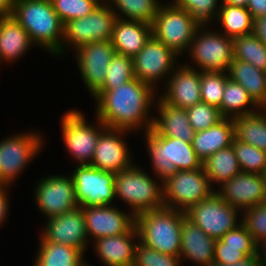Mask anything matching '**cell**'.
Instances as JSON below:
<instances>
[{
  "mask_svg": "<svg viewBox=\"0 0 266 266\" xmlns=\"http://www.w3.org/2000/svg\"><path fill=\"white\" fill-rule=\"evenodd\" d=\"M162 184L164 207L183 212L216 191L203 168L177 171Z\"/></svg>",
  "mask_w": 266,
  "mask_h": 266,
  "instance_id": "10",
  "label": "cell"
},
{
  "mask_svg": "<svg viewBox=\"0 0 266 266\" xmlns=\"http://www.w3.org/2000/svg\"><path fill=\"white\" fill-rule=\"evenodd\" d=\"M215 21L220 22L222 34L229 38L253 32L254 19L246 7L221 4Z\"/></svg>",
  "mask_w": 266,
  "mask_h": 266,
  "instance_id": "35",
  "label": "cell"
},
{
  "mask_svg": "<svg viewBox=\"0 0 266 266\" xmlns=\"http://www.w3.org/2000/svg\"><path fill=\"white\" fill-rule=\"evenodd\" d=\"M183 211L162 207L135 216L139 241L160 253L180 256Z\"/></svg>",
  "mask_w": 266,
  "mask_h": 266,
  "instance_id": "3",
  "label": "cell"
},
{
  "mask_svg": "<svg viewBox=\"0 0 266 266\" xmlns=\"http://www.w3.org/2000/svg\"><path fill=\"white\" fill-rule=\"evenodd\" d=\"M145 145L150 156L153 172L161 183L180 170L201 169L192 144L178 138L157 136L151 131L144 132Z\"/></svg>",
  "mask_w": 266,
  "mask_h": 266,
  "instance_id": "4",
  "label": "cell"
},
{
  "mask_svg": "<svg viewBox=\"0 0 266 266\" xmlns=\"http://www.w3.org/2000/svg\"><path fill=\"white\" fill-rule=\"evenodd\" d=\"M180 256L160 253L140 241L135 246L133 266H181Z\"/></svg>",
  "mask_w": 266,
  "mask_h": 266,
  "instance_id": "43",
  "label": "cell"
},
{
  "mask_svg": "<svg viewBox=\"0 0 266 266\" xmlns=\"http://www.w3.org/2000/svg\"><path fill=\"white\" fill-rule=\"evenodd\" d=\"M242 224L255 241L266 237V202L242 211Z\"/></svg>",
  "mask_w": 266,
  "mask_h": 266,
  "instance_id": "44",
  "label": "cell"
},
{
  "mask_svg": "<svg viewBox=\"0 0 266 266\" xmlns=\"http://www.w3.org/2000/svg\"><path fill=\"white\" fill-rule=\"evenodd\" d=\"M256 257L261 266H266V237L256 241Z\"/></svg>",
  "mask_w": 266,
  "mask_h": 266,
  "instance_id": "48",
  "label": "cell"
},
{
  "mask_svg": "<svg viewBox=\"0 0 266 266\" xmlns=\"http://www.w3.org/2000/svg\"><path fill=\"white\" fill-rule=\"evenodd\" d=\"M157 92L136 77L117 88L100 89L93 96L97 103L95 116L108 128L148 132L152 128L150 110Z\"/></svg>",
  "mask_w": 266,
  "mask_h": 266,
  "instance_id": "1",
  "label": "cell"
},
{
  "mask_svg": "<svg viewBox=\"0 0 266 266\" xmlns=\"http://www.w3.org/2000/svg\"><path fill=\"white\" fill-rule=\"evenodd\" d=\"M16 0H0V15H11Z\"/></svg>",
  "mask_w": 266,
  "mask_h": 266,
  "instance_id": "49",
  "label": "cell"
},
{
  "mask_svg": "<svg viewBox=\"0 0 266 266\" xmlns=\"http://www.w3.org/2000/svg\"><path fill=\"white\" fill-rule=\"evenodd\" d=\"M263 176H264L265 185H266V170L264 171Z\"/></svg>",
  "mask_w": 266,
  "mask_h": 266,
  "instance_id": "51",
  "label": "cell"
},
{
  "mask_svg": "<svg viewBox=\"0 0 266 266\" xmlns=\"http://www.w3.org/2000/svg\"><path fill=\"white\" fill-rule=\"evenodd\" d=\"M82 210L89 242L129 233L135 227V216L120 211L114 204L82 207Z\"/></svg>",
  "mask_w": 266,
  "mask_h": 266,
  "instance_id": "17",
  "label": "cell"
},
{
  "mask_svg": "<svg viewBox=\"0 0 266 266\" xmlns=\"http://www.w3.org/2000/svg\"><path fill=\"white\" fill-rule=\"evenodd\" d=\"M33 45L26 30L12 15H0V62L18 61Z\"/></svg>",
  "mask_w": 266,
  "mask_h": 266,
  "instance_id": "28",
  "label": "cell"
},
{
  "mask_svg": "<svg viewBox=\"0 0 266 266\" xmlns=\"http://www.w3.org/2000/svg\"><path fill=\"white\" fill-rule=\"evenodd\" d=\"M180 241L182 263H184L183 261H191L198 266H211L214 264L216 240L209 237L202 229L188 220L185 215L181 224Z\"/></svg>",
  "mask_w": 266,
  "mask_h": 266,
  "instance_id": "22",
  "label": "cell"
},
{
  "mask_svg": "<svg viewBox=\"0 0 266 266\" xmlns=\"http://www.w3.org/2000/svg\"><path fill=\"white\" fill-rule=\"evenodd\" d=\"M227 79V72H201V102L220 109Z\"/></svg>",
  "mask_w": 266,
  "mask_h": 266,
  "instance_id": "38",
  "label": "cell"
},
{
  "mask_svg": "<svg viewBox=\"0 0 266 266\" xmlns=\"http://www.w3.org/2000/svg\"><path fill=\"white\" fill-rule=\"evenodd\" d=\"M221 4L246 7L248 0H221Z\"/></svg>",
  "mask_w": 266,
  "mask_h": 266,
  "instance_id": "50",
  "label": "cell"
},
{
  "mask_svg": "<svg viewBox=\"0 0 266 266\" xmlns=\"http://www.w3.org/2000/svg\"><path fill=\"white\" fill-rule=\"evenodd\" d=\"M234 59L266 72V45L252 32L233 38Z\"/></svg>",
  "mask_w": 266,
  "mask_h": 266,
  "instance_id": "36",
  "label": "cell"
},
{
  "mask_svg": "<svg viewBox=\"0 0 266 266\" xmlns=\"http://www.w3.org/2000/svg\"><path fill=\"white\" fill-rule=\"evenodd\" d=\"M235 138V126L231 118H223L216 125L195 132L192 147L198 158L204 162L219 150L230 147Z\"/></svg>",
  "mask_w": 266,
  "mask_h": 266,
  "instance_id": "27",
  "label": "cell"
},
{
  "mask_svg": "<svg viewBox=\"0 0 266 266\" xmlns=\"http://www.w3.org/2000/svg\"><path fill=\"white\" fill-rule=\"evenodd\" d=\"M216 192L225 202L241 212L266 202L264 176L256 173L242 171L219 186Z\"/></svg>",
  "mask_w": 266,
  "mask_h": 266,
  "instance_id": "19",
  "label": "cell"
},
{
  "mask_svg": "<svg viewBox=\"0 0 266 266\" xmlns=\"http://www.w3.org/2000/svg\"><path fill=\"white\" fill-rule=\"evenodd\" d=\"M12 17L26 30L34 46L49 54H62L63 23L51 0H16Z\"/></svg>",
  "mask_w": 266,
  "mask_h": 266,
  "instance_id": "2",
  "label": "cell"
},
{
  "mask_svg": "<svg viewBox=\"0 0 266 266\" xmlns=\"http://www.w3.org/2000/svg\"><path fill=\"white\" fill-rule=\"evenodd\" d=\"M208 28L200 26L196 31L188 50L191 62L201 72H227L234 59L233 38Z\"/></svg>",
  "mask_w": 266,
  "mask_h": 266,
  "instance_id": "8",
  "label": "cell"
},
{
  "mask_svg": "<svg viewBox=\"0 0 266 266\" xmlns=\"http://www.w3.org/2000/svg\"><path fill=\"white\" fill-rule=\"evenodd\" d=\"M40 132L17 133L0 142V185L10 186L43 149Z\"/></svg>",
  "mask_w": 266,
  "mask_h": 266,
  "instance_id": "9",
  "label": "cell"
},
{
  "mask_svg": "<svg viewBox=\"0 0 266 266\" xmlns=\"http://www.w3.org/2000/svg\"><path fill=\"white\" fill-rule=\"evenodd\" d=\"M186 110L188 120L195 132L206 130L223 119L217 107L204 102L197 103Z\"/></svg>",
  "mask_w": 266,
  "mask_h": 266,
  "instance_id": "42",
  "label": "cell"
},
{
  "mask_svg": "<svg viewBox=\"0 0 266 266\" xmlns=\"http://www.w3.org/2000/svg\"><path fill=\"white\" fill-rule=\"evenodd\" d=\"M173 2L188 11L200 26H208L215 20L221 3L218 0H173Z\"/></svg>",
  "mask_w": 266,
  "mask_h": 266,
  "instance_id": "41",
  "label": "cell"
},
{
  "mask_svg": "<svg viewBox=\"0 0 266 266\" xmlns=\"http://www.w3.org/2000/svg\"><path fill=\"white\" fill-rule=\"evenodd\" d=\"M130 131L106 127L98 137L91 166L118 173L129 168L133 163L129 146L123 136Z\"/></svg>",
  "mask_w": 266,
  "mask_h": 266,
  "instance_id": "20",
  "label": "cell"
},
{
  "mask_svg": "<svg viewBox=\"0 0 266 266\" xmlns=\"http://www.w3.org/2000/svg\"><path fill=\"white\" fill-rule=\"evenodd\" d=\"M248 255H256V241L242 223L215 242L216 264H233Z\"/></svg>",
  "mask_w": 266,
  "mask_h": 266,
  "instance_id": "26",
  "label": "cell"
},
{
  "mask_svg": "<svg viewBox=\"0 0 266 266\" xmlns=\"http://www.w3.org/2000/svg\"><path fill=\"white\" fill-rule=\"evenodd\" d=\"M71 176L80 207L112 205L116 198L115 173L91 165H78Z\"/></svg>",
  "mask_w": 266,
  "mask_h": 266,
  "instance_id": "13",
  "label": "cell"
},
{
  "mask_svg": "<svg viewBox=\"0 0 266 266\" xmlns=\"http://www.w3.org/2000/svg\"><path fill=\"white\" fill-rule=\"evenodd\" d=\"M151 36L152 25L117 18L110 41L116 53L134 57L144 48Z\"/></svg>",
  "mask_w": 266,
  "mask_h": 266,
  "instance_id": "25",
  "label": "cell"
},
{
  "mask_svg": "<svg viewBox=\"0 0 266 266\" xmlns=\"http://www.w3.org/2000/svg\"><path fill=\"white\" fill-rule=\"evenodd\" d=\"M157 97L158 103L154 106H157L159 115L153 117L150 131L157 136L178 138L191 143L195 131L188 120L187 110L165 103L159 95Z\"/></svg>",
  "mask_w": 266,
  "mask_h": 266,
  "instance_id": "24",
  "label": "cell"
},
{
  "mask_svg": "<svg viewBox=\"0 0 266 266\" xmlns=\"http://www.w3.org/2000/svg\"><path fill=\"white\" fill-rule=\"evenodd\" d=\"M158 0H107L119 19L134 20L152 25L162 3ZM122 14V15H121ZM123 16V17H122ZM126 17V18H125Z\"/></svg>",
  "mask_w": 266,
  "mask_h": 266,
  "instance_id": "34",
  "label": "cell"
},
{
  "mask_svg": "<svg viewBox=\"0 0 266 266\" xmlns=\"http://www.w3.org/2000/svg\"><path fill=\"white\" fill-rule=\"evenodd\" d=\"M160 98L174 107L187 109L201 102V71L191 65L177 66L165 81Z\"/></svg>",
  "mask_w": 266,
  "mask_h": 266,
  "instance_id": "21",
  "label": "cell"
},
{
  "mask_svg": "<svg viewBox=\"0 0 266 266\" xmlns=\"http://www.w3.org/2000/svg\"><path fill=\"white\" fill-rule=\"evenodd\" d=\"M228 78L241 84L253 100L266 108V72L250 63L233 59L227 71Z\"/></svg>",
  "mask_w": 266,
  "mask_h": 266,
  "instance_id": "29",
  "label": "cell"
},
{
  "mask_svg": "<svg viewBox=\"0 0 266 266\" xmlns=\"http://www.w3.org/2000/svg\"><path fill=\"white\" fill-rule=\"evenodd\" d=\"M45 228L39 235L47 242L72 246L85 254L88 240L85 230V217L82 207H77L62 215L54 216L46 221ZM89 243V244H88Z\"/></svg>",
  "mask_w": 266,
  "mask_h": 266,
  "instance_id": "18",
  "label": "cell"
},
{
  "mask_svg": "<svg viewBox=\"0 0 266 266\" xmlns=\"http://www.w3.org/2000/svg\"><path fill=\"white\" fill-rule=\"evenodd\" d=\"M34 266H87L84 254L77 248L39 239Z\"/></svg>",
  "mask_w": 266,
  "mask_h": 266,
  "instance_id": "30",
  "label": "cell"
},
{
  "mask_svg": "<svg viewBox=\"0 0 266 266\" xmlns=\"http://www.w3.org/2000/svg\"><path fill=\"white\" fill-rule=\"evenodd\" d=\"M202 167L209 177L212 187L216 183L221 186L224 182L242 172L232 145L208 157L202 162Z\"/></svg>",
  "mask_w": 266,
  "mask_h": 266,
  "instance_id": "32",
  "label": "cell"
},
{
  "mask_svg": "<svg viewBox=\"0 0 266 266\" xmlns=\"http://www.w3.org/2000/svg\"><path fill=\"white\" fill-rule=\"evenodd\" d=\"M254 107V108H253ZM255 109V110H254ZM261 107L239 83L226 80L219 112L223 118L241 117L259 111Z\"/></svg>",
  "mask_w": 266,
  "mask_h": 266,
  "instance_id": "31",
  "label": "cell"
},
{
  "mask_svg": "<svg viewBox=\"0 0 266 266\" xmlns=\"http://www.w3.org/2000/svg\"><path fill=\"white\" fill-rule=\"evenodd\" d=\"M94 118L96 123L89 125L86 123L85 115L80 110L74 109L63 114L61 119V132L66 152L70 153L79 166L91 164L98 137L106 128L103 122L97 117Z\"/></svg>",
  "mask_w": 266,
  "mask_h": 266,
  "instance_id": "11",
  "label": "cell"
},
{
  "mask_svg": "<svg viewBox=\"0 0 266 266\" xmlns=\"http://www.w3.org/2000/svg\"><path fill=\"white\" fill-rule=\"evenodd\" d=\"M199 27L185 9L174 2L162 3L152 23V36L179 56L188 52Z\"/></svg>",
  "mask_w": 266,
  "mask_h": 266,
  "instance_id": "6",
  "label": "cell"
},
{
  "mask_svg": "<svg viewBox=\"0 0 266 266\" xmlns=\"http://www.w3.org/2000/svg\"><path fill=\"white\" fill-rule=\"evenodd\" d=\"M253 33L266 45V15L254 19Z\"/></svg>",
  "mask_w": 266,
  "mask_h": 266,
  "instance_id": "47",
  "label": "cell"
},
{
  "mask_svg": "<svg viewBox=\"0 0 266 266\" xmlns=\"http://www.w3.org/2000/svg\"><path fill=\"white\" fill-rule=\"evenodd\" d=\"M51 2L63 25L70 20L91 14L101 3L100 0H51Z\"/></svg>",
  "mask_w": 266,
  "mask_h": 266,
  "instance_id": "40",
  "label": "cell"
},
{
  "mask_svg": "<svg viewBox=\"0 0 266 266\" xmlns=\"http://www.w3.org/2000/svg\"><path fill=\"white\" fill-rule=\"evenodd\" d=\"M138 242L139 234L134 227L129 233L102 237L92 243L104 266H133L135 246Z\"/></svg>",
  "mask_w": 266,
  "mask_h": 266,
  "instance_id": "23",
  "label": "cell"
},
{
  "mask_svg": "<svg viewBox=\"0 0 266 266\" xmlns=\"http://www.w3.org/2000/svg\"><path fill=\"white\" fill-rule=\"evenodd\" d=\"M33 195L39 212L47 219L79 207L71 175L54 174L43 177L38 181Z\"/></svg>",
  "mask_w": 266,
  "mask_h": 266,
  "instance_id": "15",
  "label": "cell"
},
{
  "mask_svg": "<svg viewBox=\"0 0 266 266\" xmlns=\"http://www.w3.org/2000/svg\"><path fill=\"white\" fill-rule=\"evenodd\" d=\"M133 57L115 53L106 71L101 89H113L134 79Z\"/></svg>",
  "mask_w": 266,
  "mask_h": 266,
  "instance_id": "39",
  "label": "cell"
},
{
  "mask_svg": "<svg viewBox=\"0 0 266 266\" xmlns=\"http://www.w3.org/2000/svg\"><path fill=\"white\" fill-rule=\"evenodd\" d=\"M232 120L236 139L266 152V108Z\"/></svg>",
  "mask_w": 266,
  "mask_h": 266,
  "instance_id": "33",
  "label": "cell"
},
{
  "mask_svg": "<svg viewBox=\"0 0 266 266\" xmlns=\"http://www.w3.org/2000/svg\"><path fill=\"white\" fill-rule=\"evenodd\" d=\"M115 197L129 204L134 216L164 207L163 184L135 163L115 173Z\"/></svg>",
  "mask_w": 266,
  "mask_h": 266,
  "instance_id": "5",
  "label": "cell"
},
{
  "mask_svg": "<svg viewBox=\"0 0 266 266\" xmlns=\"http://www.w3.org/2000/svg\"><path fill=\"white\" fill-rule=\"evenodd\" d=\"M10 186H1L0 185V226L7 219V214L9 213V197L8 189Z\"/></svg>",
  "mask_w": 266,
  "mask_h": 266,
  "instance_id": "45",
  "label": "cell"
},
{
  "mask_svg": "<svg viewBox=\"0 0 266 266\" xmlns=\"http://www.w3.org/2000/svg\"><path fill=\"white\" fill-rule=\"evenodd\" d=\"M239 213L242 212L225 202L216 191L184 212L188 220L215 240L221 239L228 231L242 223V214Z\"/></svg>",
  "mask_w": 266,
  "mask_h": 266,
  "instance_id": "12",
  "label": "cell"
},
{
  "mask_svg": "<svg viewBox=\"0 0 266 266\" xmlns=\"http://www.w3.org/2000/svg\"><path fill=\"white\" fill-rule=\"evenodd\" d=\"M116 20L111 7L106 2H101L91 14L66 22L63 27L61 56L65 54L67 47H72L71 51H75L92 42L111 40Z\"/></svg>",
  "mask_w": 266,
  "mask_h": 266,
  "instance_id": "7",
  "label": "cell"
},
{
  "mask_svg": "<svg viewBox=\"0 0 266 266\" xmlns=\"http://www.w3.org/2000/svg\"><path fill=\"white\" fill-rule=\"evenodd\" d=\"M236 158L243 172L263 175L266 170V152L236 138L232 143Z\"/></svg>",
  "mask_w": 266,
  "mask_h": 266,
  "instance_id": "37",
  "label": "cell"
},
{
  "mask_svg": "<svg viewBox=\"0 0 266 266\" xmlns=\"http://www.w3.org/2000/svg\"><path fill=\"white\" fill-rule=\"evenodd\" d=\"M74 52L84 85L93 97L103 87L107 68L116 53L115 49L108 40L83 45Z\"/></svg>",
  "mask_w": 266,
  "mask_h": 266,
  "instance_id": "16",
  "label": "cell"
},
{
  "mask_svg": "<svg viewBox=\"0 0 266 266\" xmlns=\"http://www.w3.org/2000/svg\"><path fill=\"white\" fill-rule=\"evenodd\" d=\"M246 8L253 19L266 15V0H248Z\"/></svg>",
  "mask_w": 266,
  "mask_h": 266,
  "instance_id": "46",
  "label": "cell"
},
{
  "mask_svg": "<svg viewBox=\"0 0 266 266\" xmlns=\"http://www.w3.org/2000/svg\"><path fill=\"white\" fill-rule=\"evenodd\" d=\"M177 55L164 43L151 36L144 48L133 57L134 76L157 91L159 80L168 79L178 66L175 64L178 62Z\"/></svg>",
  "mask_w": 266,
  "mask_h": 266,
  "instance_id": "14",
  "label": "cell"
}]
</instances>
